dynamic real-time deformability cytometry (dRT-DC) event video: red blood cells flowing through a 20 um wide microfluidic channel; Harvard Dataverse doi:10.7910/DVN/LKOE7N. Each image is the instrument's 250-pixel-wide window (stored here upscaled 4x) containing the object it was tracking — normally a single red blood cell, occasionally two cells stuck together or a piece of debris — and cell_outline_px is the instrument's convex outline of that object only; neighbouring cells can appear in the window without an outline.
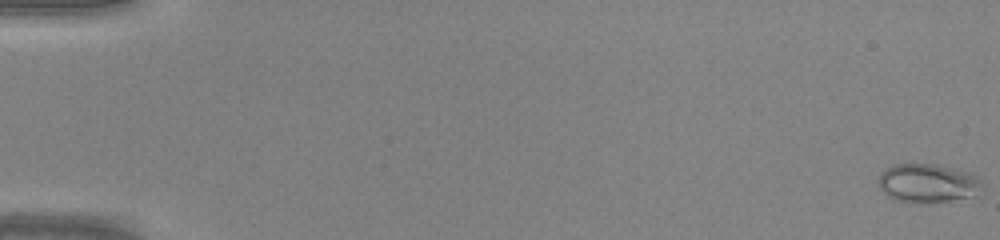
{"species": "common noctule bat (a hibernating species)", "species_latin": "Nyctalus noctula", "temperature_condition": "warm", "stored_images_in_passage": 46, "camera_frame_rate_fps": 3000, "um_per_image_px": 0.085, "animal": {"sex": "male", "body_mass_g": 20.0, "forearm_length_mm": 53.3}, "frame": {"image": 1, "passage_image": 1, "time_ms": 0.0, "image_size_px": [1000, 240], "cell_outline_px": [[984, 192], [976, 196], [948, 200], [896, 200], [888, 196], [880, 188], [880, 176], [892, 164], [936, 164], [956, 168], [980, 180], [984, 184]], "centroid_in_image_um": [78.93, 15.54], "position_along_channel_um": 6.1, "area_um2": 22.66}}
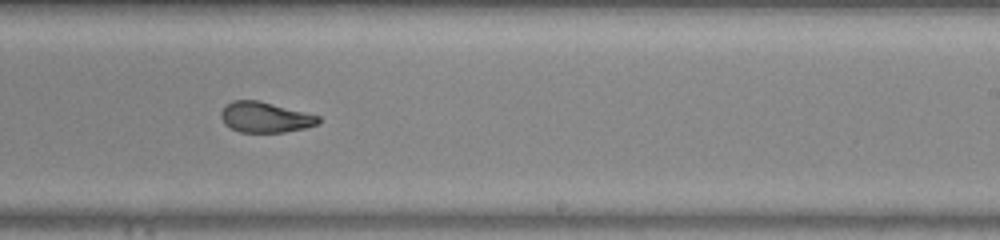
{"frame": {"image": 2, "passage_image": 30, "time_ms": 9.667, "image_size_px": [1000, 240], "cell_outline_px": [[320, 124], [304, 128], [284, 132], [240, 132], [224, 124], [220, 116], [220, 112], [232, 100], [256, 100], [320, 116]], "centroid_in_image_um": [22.53, 9.97], "position_along_channel_um": 266.5, "area_um2": 17.11}}
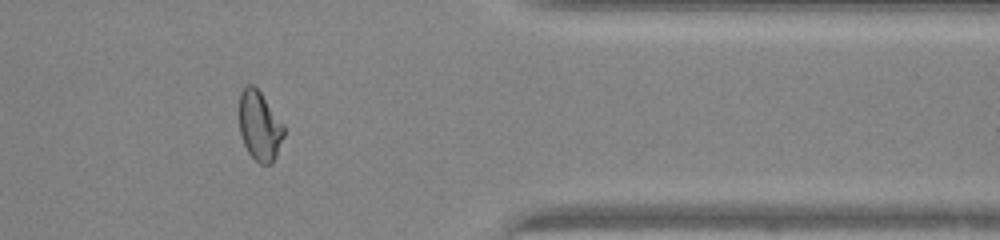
{"frame": {"image": 3, "passage_image": 39, "time_ms": 12.667, "image_size_px": [1000, 240], "cell_outline_px": [[284, 136], [276, 156], [272, 164], [260, 164], [248, 152], [244, 144], [240, 132], [240, 92], [248, 84], [252, 84], [260, 92], [284, 124]], "centroid_in_image_um": [22.08, 10.72], "position_along_channel_um": 389.3, "area_um2": 17.92}}